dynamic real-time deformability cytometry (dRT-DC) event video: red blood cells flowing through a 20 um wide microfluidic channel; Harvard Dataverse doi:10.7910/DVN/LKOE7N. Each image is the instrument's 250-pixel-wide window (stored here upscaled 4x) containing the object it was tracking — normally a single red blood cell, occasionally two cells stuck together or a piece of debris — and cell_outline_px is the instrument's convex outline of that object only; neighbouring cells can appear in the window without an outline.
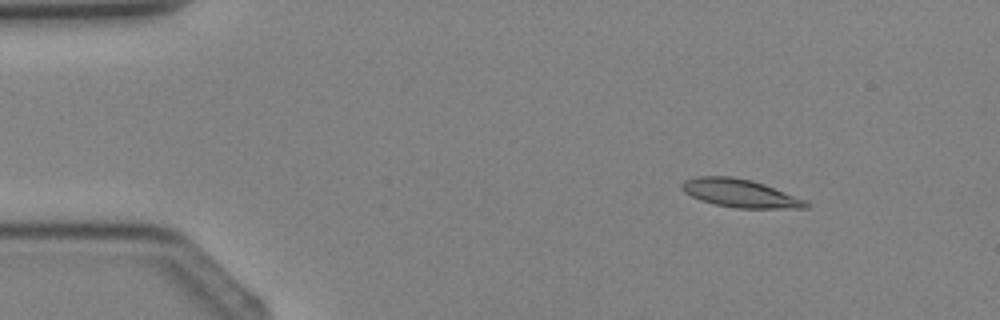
{"species": "Egyptian fruit bat (a non-hibernating species)", "species_latin": "Rousettus aegyptiacus", "temperature_condition": "cold", "stored_images_in_passage": 5, "segment_of_instrument_passage": [1, 2], "camera_frame_rate_fps": 3000, "um_per_image_px": 0.085, "animal": {"sex": "female"}, "frame": {"image": 1, "passage_image": 2, "time_ms": 1.333, "image_size_px": [1000, 320], "cell_outline_px": [[812, 204], [808, 208], [736, 208], [716, 204], [700, 200], [684, 192], [680, 188], [680, 184], [684, 180], [700, 176], [732, 176], [752, 180], [764, 184], [808, 200]], "centroid_in_image_um": [62.94, 16.42], "position_along_channel_um": 22.1, "area_um2": 20.52}}
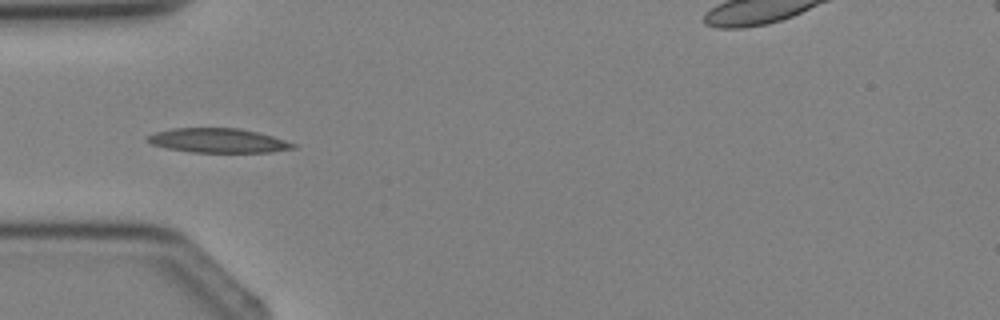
{"frame": {"image": 2, "passage_image": 4, "time_ms": 3.667, "image_size_px": [1000, 320], "cell_outline_px": [[296, 148], [268, 152], [192, 152], [168, 148], [152, 144], [144, 140], [148, 136], [156, 132], [172, 128], [240, 128], [272, 136], [296, 144]], "centroid_in_image_um": [18.52, 11.94], "position_along_channel_um": 66.5, "area_um2": 20.46}}